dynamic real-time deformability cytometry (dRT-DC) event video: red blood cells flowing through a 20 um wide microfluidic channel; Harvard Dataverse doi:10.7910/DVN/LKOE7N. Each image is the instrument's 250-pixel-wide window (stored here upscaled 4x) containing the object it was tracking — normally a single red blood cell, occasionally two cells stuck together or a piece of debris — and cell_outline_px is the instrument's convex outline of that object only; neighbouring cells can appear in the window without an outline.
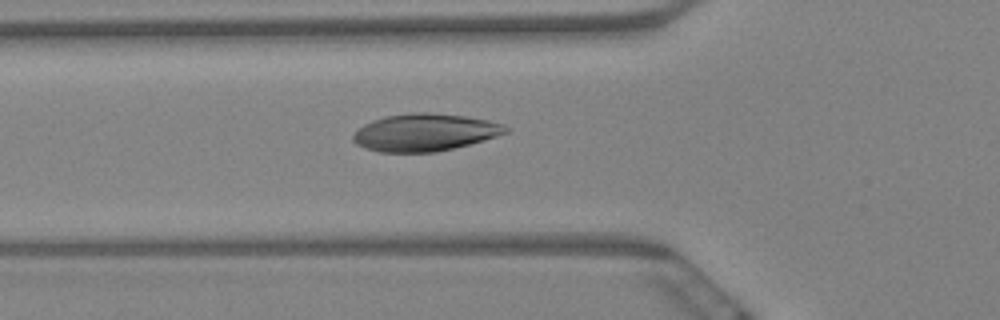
{"species": "Egyptian fruit bat (a non-hibernating species)", "species_latin": "Rousettus aegyptiacus", "temperature_condition": "warm", "stored_images_in_passage": 6, "camera_frame_rate_fps": 3000, "um_per_image_px": 0.085, "animal": {"sex": "female"}, "frame": {"image": 1, "passage_image": 6, "time_ms": 1.667, "image_size_px": [1000, 320], "cell_outline_px": [[508, 132], [484, 140], [436, 152], [380, 152], [364, 148], [356, 144], [352, 140], [352, 136], [364, 124], [372, 120], [388, 116], [412, 112], [428, 112], [464, 116], [488, 120], [504, 124], [508, 128]], "centroid_in_image_um": [36.1, 11.25], "position_along_channel_um": 89.7, "area_um2": 33.06}}